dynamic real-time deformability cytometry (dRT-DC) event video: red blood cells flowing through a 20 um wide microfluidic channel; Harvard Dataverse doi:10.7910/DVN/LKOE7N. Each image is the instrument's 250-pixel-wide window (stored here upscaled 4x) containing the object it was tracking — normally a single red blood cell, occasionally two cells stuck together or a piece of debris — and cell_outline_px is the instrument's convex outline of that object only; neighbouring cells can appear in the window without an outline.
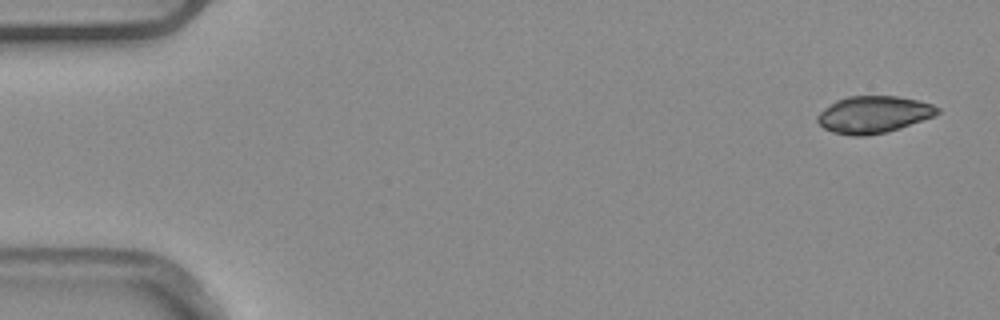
{"species": "common noctule bat (a hibernating species)", "species_latin": "Nyctalus noctula", "temperature_condition": "warm", "stored_images_in_passage": 14, "camera_frame_rate_fps": 3000, "um_per_image_px": 0.085, "animal": {"sex": "male", "body_mass_g": 20.4}, "frame": {"image": 1, "passage_image": 1, "time_ms": 0.0, "image_size_px": [1000, 320], "cell_outline_px": [[940, 112], [936, 116], [888, 132], [864, 136], [852, 136], [832, 132], [824, 128], [816, 120], [816, 116], [820, 112], [836, 100], [848, 96], [900, 96], [920, 100], [932, 104], [940, 108]], "centroid_in_image_um": [74.29, 9.73], "position_along_channel_um": 10.7, "area_um2": 26.13}}
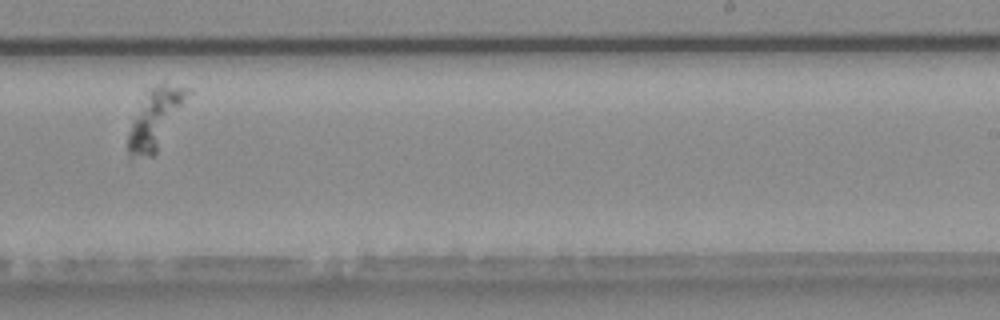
{"frame": {"image": 2, "passage_image": 10, "time_ms": 3.0, "image_size_px": [1000, 320], "cell_outline_px": [[192, 92], [156, 152], [152, 156], [128, 160], [128, 132], [148, 88], [164, 80], [192, 88]], "centroid_in_image_um": [13.24, 10.02], "position_along_channel_um": 275.8, "area_um2": 20.98}}